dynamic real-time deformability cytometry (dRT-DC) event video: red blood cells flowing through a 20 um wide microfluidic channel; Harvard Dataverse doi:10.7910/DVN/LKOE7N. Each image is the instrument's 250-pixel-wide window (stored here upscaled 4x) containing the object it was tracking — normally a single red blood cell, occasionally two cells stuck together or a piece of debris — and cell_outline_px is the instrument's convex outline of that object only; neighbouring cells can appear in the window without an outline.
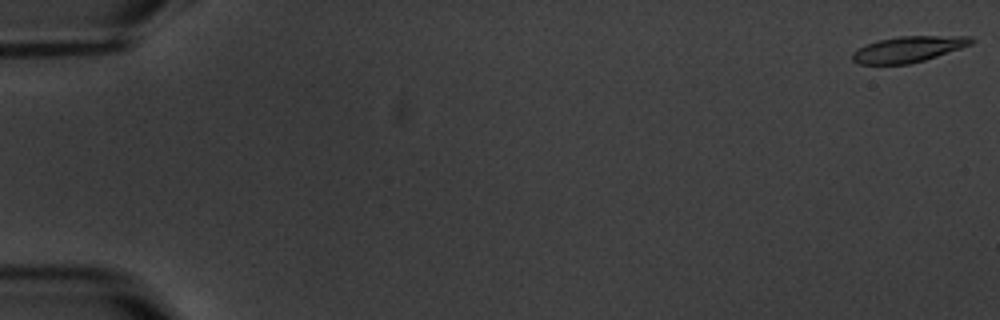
{"species": "common noctule bat (a hibernating species)", "species_latin": "Nyctalus noctula", "temperature_condition": "warm", "stored_images_in_passage": 5, "camera_frame_rate_fps": 3000, "um_per_image_px": 0.085, "animal": {"sex": "male", "body_mass_g": 20.1, "forearm_length_mm": 53.5}, "frame": {"image": 1, "passage_image": 1, "time_ms": 0.0, "image_size_px": [1000, 320], "cell_outline_px": [[976, 40], [972, 44], [924, 60], [908, 64], [856, 64], [852, 60], [852, 52], [868, 44], [880, 40], [900, 36], [972, 36]], "centroid_in_image_um": [77.22, 4.18], "position_along_channel_um": 7.8, "area_um2": 17.74}}
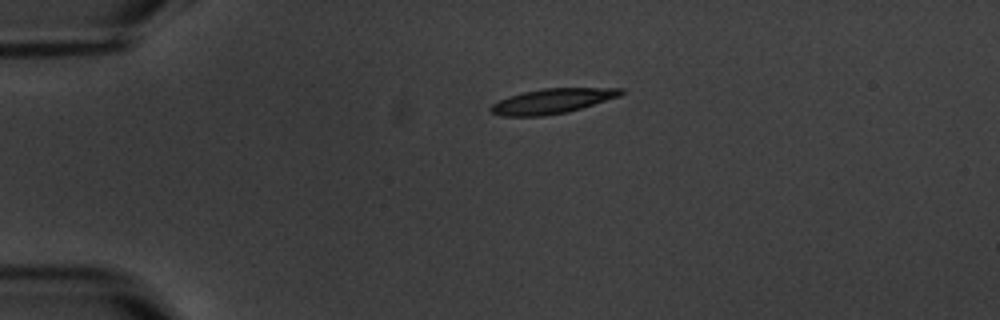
{"frame": {"image": 2, "passage_image": 4, "time_ms": 4.333, "image_size_px": [1000, 320], "cell_outline_px": [[628, 92], [620, 96], [568, 112], [544, 116], [500, 116], [492, 112], [488, 108], [492, 104], [508, 96], [524, 92], [544, 88], [624, 88]], "centroid_in_image_um": [46.97, 8.59], "position_along_channel_um": 38.0, "area_um2": 18.96}}